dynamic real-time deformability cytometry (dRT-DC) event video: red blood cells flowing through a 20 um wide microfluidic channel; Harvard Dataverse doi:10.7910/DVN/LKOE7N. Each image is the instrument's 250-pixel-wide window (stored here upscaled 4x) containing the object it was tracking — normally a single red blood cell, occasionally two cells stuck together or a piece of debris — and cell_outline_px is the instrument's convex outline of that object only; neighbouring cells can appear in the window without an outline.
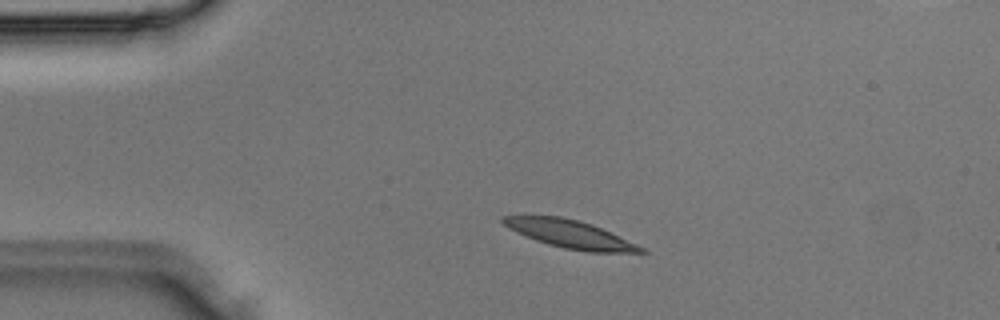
{"species": "Egyptian fruit bat (a non-hibernating species)", "species_latin": "Rousettus aegyptiacus", "temperature_condition": "room temperature", "stored_images_in_passage": 4, "camera_frame_rate_fps": 3000, "um_per_image_px": 0.085, "animal": {"sex": "male"}, "frame": {"image": 1, "passage_image": 2, "time_ms": 0.333, "image_size_px": [1000, 320], "cell_outline_px": [[648, 252], [588, 252], [564, 248], [548, 244], [536, 240], [516, 232], [508, 228], [500, 220], [500, 216], [560, 216], [592, 224], [636, 244], [644, 248]], "centroid_in_image_um": [48.42, 19.89], "position_along_channel_um": 36.6, "area_um2": 22.02}}